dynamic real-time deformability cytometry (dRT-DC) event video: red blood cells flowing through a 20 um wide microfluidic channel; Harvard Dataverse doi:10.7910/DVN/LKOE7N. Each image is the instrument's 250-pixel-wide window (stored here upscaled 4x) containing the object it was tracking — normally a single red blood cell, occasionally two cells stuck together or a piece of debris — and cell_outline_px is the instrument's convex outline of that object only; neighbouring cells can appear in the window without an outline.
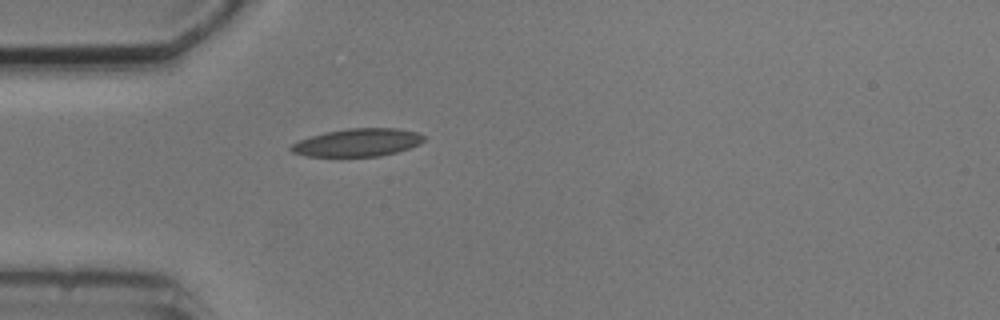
{"species": "common noctule bat (a hibernating species)", "species_latin": "Nyctalus noctula", "temperature_condition": "cold", "stored_images_in_passage": 1, "camera_frame_rate_fps": 3000, "um_per_image_px": 0.085, "animal": {"sex": "male", "body_mass_g": 20.5, "forearm_length_mm": 52.5}, "frame": {"image": 1, "passage_image": 1, "time_ms": 0.0, "image_size_px": [1000, 320], "cell_outline_px": [[428, 136], [420, 144], [396, 152], [380, 156], [304, 156], [292, 152], [288, 148], [292, 144], [300, 140], [324, 132], [348, 128], [396, 128], [416, 132]], "centroid_in_image_um": [30.41, 12.11], "position_along_channel_um": 54.6, "area_um2": 21.56}}